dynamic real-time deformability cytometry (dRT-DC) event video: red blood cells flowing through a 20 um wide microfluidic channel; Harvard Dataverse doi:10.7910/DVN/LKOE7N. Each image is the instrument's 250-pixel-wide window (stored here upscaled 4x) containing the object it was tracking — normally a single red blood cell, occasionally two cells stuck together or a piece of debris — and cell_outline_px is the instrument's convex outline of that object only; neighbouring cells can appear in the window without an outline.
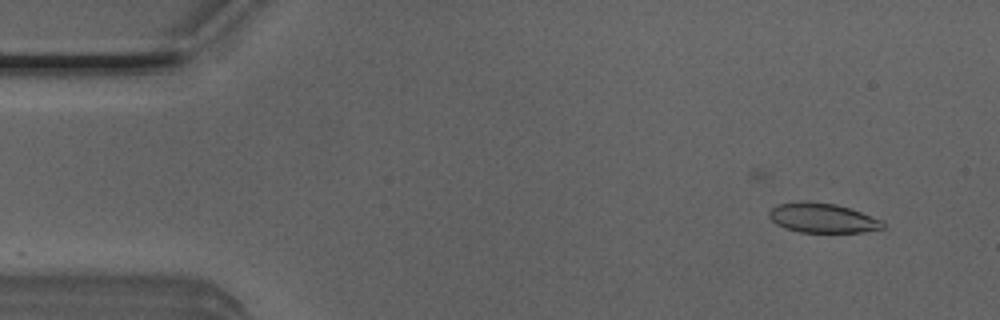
{"species": "Egyptian fruit bat (a non-hibernating species)", "species_latin": "Rousettus aegyptiacus", "temperature_condition": "room temperature", "stored_images_in_passage": 48, "camera_frame_rate_fps": 3000, "um_per_image_px": 0.085, "animal": {"sex": "male"}, "frame": {"image": 1, "passage_image": 2, "time_ms": 0.333, "image_size_px": [1000, 320], "cell_outline_px": [[884, 228], [860, 232], [800, 232], [784, 228], [776, 224], [768, 216], [768, 212], [772, 208], [780, 204], [836, 204], [884, 220]], "centroid_in_image_um": [69.96, 18.58], "position_along_channel_um": 15.0, "area_um2": 18.79}}
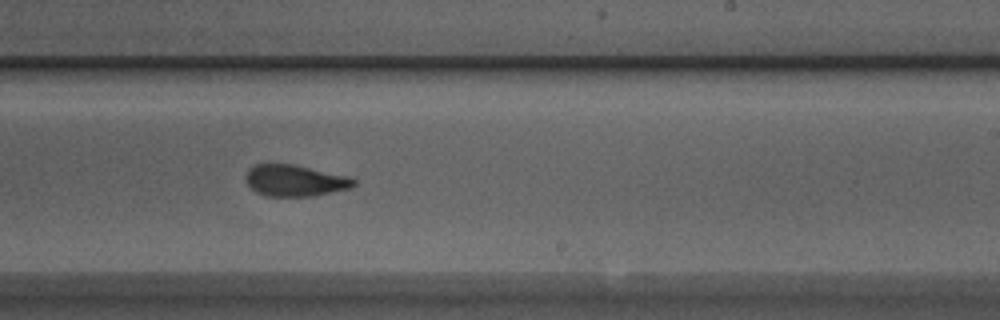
{"frame": {"image": 2, "passage_image": 28, "time_ms": 9.0, "image_size_px": [1000, 320], "cell_outline_px": [[356, 184], [348, 188], [312, 196], [264, 196], [256, 192], [248, 184], [244, 176], [248, 168], [256, 164], [292, 164], [348, 176], [356, 180]], "centroid_in_image_um": [25.02, 15.34], "position_along_channel_um": 264.0, "area_um2": 19.65}}
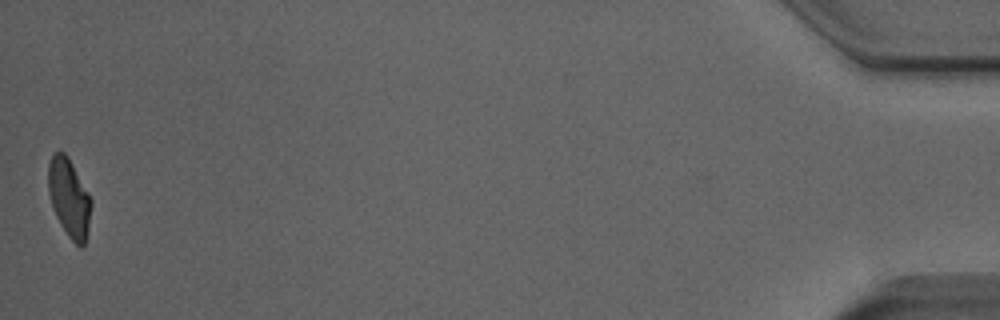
{"frame": {"image": 3, "passage_image": 48, "time_ms": 15.667, "image_size_px": [1000, 320], "cell_outline_px": [[92, 204], [88, 232], [84, 244], [80, 248], [68, 236], [60, 224], [52, 208], [48, 192], [48, 164], [52, 152], [64, 152], [68, 156], [88, 192], [92, 200]], "centroid_in_image_um": [5.87, 16.81], "position_along_channel_um": 429.3, "area_um2": 19.83}, "authors_computed_cell_mechanics": {"area_um2": 20.3745, "velocity_mm_per_s": 4.0269, "shape_relaxation_time_tau1_ms": 7.3137, "shape_relaxation_time_tau2_ms": 1.7114, "deformation_change_tau1": 0.2043, "deformation_change_tau2": 0.0855}}